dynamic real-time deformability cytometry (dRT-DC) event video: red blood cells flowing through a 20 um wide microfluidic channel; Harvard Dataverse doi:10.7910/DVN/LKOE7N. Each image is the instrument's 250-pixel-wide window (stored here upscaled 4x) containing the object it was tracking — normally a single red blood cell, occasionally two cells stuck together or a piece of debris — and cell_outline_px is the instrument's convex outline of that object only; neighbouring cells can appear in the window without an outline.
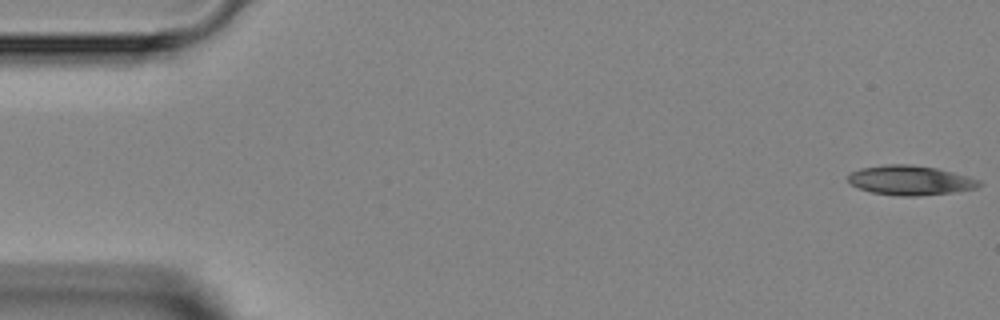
{"species": "Egyptian fruit bat (a non-hibernating species)", "species_latin": "Rousettus aegyptiacus", "temperature_condition": "room temperature", "stored_images_in_passage": 4, "camera_frame_rate_fps": 3000, "um_per_image_px": 0.085, "animal": {"sex": "female"}, "frame": {"image": 1, "passage_image": 1, "time_ms": 0.0, "image_size_px": [1000, 320], "cell_outline_px": [[984, 184], [976, 188], [952, 192], [916, 196], [904, 196], [872, 192], [860, 188], [852, 184], [848, 180], [848, 176], [852, 172], [860, 168], [884, 164], [908, 164], [936, 168], [968, 176], [980, 180]], "centroid_in_image_um": [77.4, 15.31], "position_along_channel_um": 7.6, "area_um2": 22.37}}